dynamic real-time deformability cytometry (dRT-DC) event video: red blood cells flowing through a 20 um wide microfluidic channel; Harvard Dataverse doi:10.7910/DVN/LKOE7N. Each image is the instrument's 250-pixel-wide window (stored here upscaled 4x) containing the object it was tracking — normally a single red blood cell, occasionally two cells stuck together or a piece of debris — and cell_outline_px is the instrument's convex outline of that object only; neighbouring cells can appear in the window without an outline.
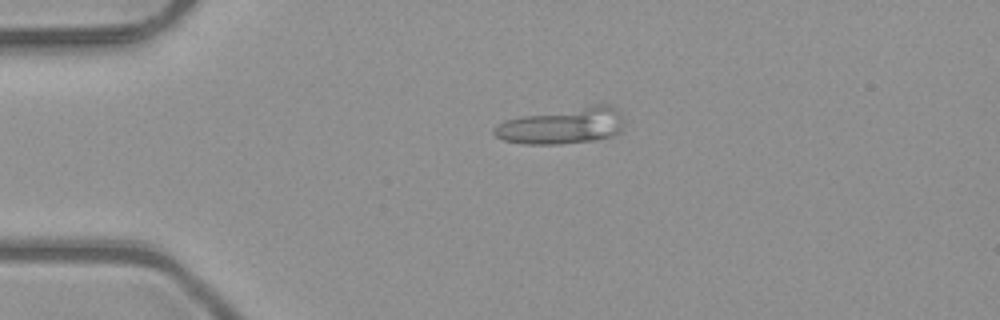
{"species": "common noctule bat (a hibernating species)", "species_latin": "Nyctalus noctula", "temperature_condition": "room temperature", "stored_images_in_passage": 4, "camera_frame_rate_fps": 3000, "um_per_image_px": 0.085, "animal": {"sex": "male", "body_mass_g": 23.1, "forearm_length_mm": 52.7}, "frame": {"image": 1, "passage_image": 1, "time_ms": 0.0, "image_size_px": [1000, 320], "cell_outline_px": [[620, 132], [612, 136], [596, 140], [560, 144], [524, 144], [504, 140], [496, 136], [492, 132], [492, 128], [504, 120], [524, 116], [592, 104], [608, 104], [616, 108], [620, 116]], "centroid_in_image_um": [47.76, 10.7], "position_along_channel_um": 37.2, "area_um2": 27.22}}